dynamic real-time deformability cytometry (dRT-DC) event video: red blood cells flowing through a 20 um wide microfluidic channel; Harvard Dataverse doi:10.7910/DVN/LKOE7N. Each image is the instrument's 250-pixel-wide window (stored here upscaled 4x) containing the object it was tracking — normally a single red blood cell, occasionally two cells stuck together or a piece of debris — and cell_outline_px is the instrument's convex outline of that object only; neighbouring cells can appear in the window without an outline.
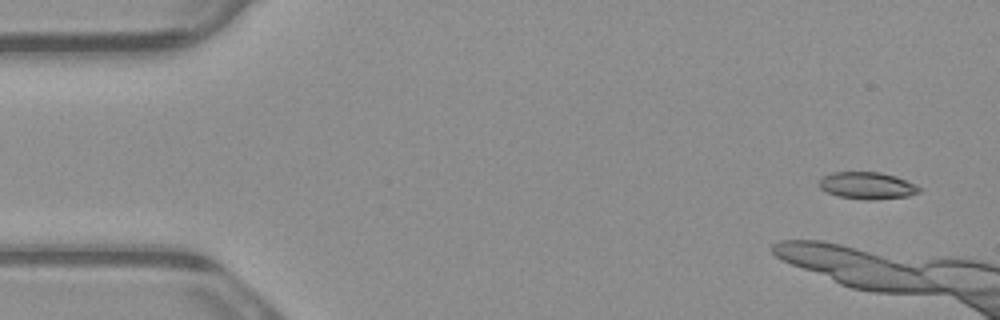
{"species": "common noctule bat (a hibernating species)", "species_latin": "Nyctalus noctula", "temperature_condition": "warm", "stored_images_in_passage": 4, "camera_frame_rate_fps": 3000, "um_per_image_px": 0.085, "animal": {"sex": "male", "body_mass_g": 23.1, "forearm_length_mm": 52.7}, "frame": {"image": 1, "passage_image": 1, "time_ms": 0.0, "image_size_px": [1000, 320], "cell_outline_px": [[920, 192], [908, 196], [872, 200], [864, 200], [840, 196], [828, 192], [820, 188], [820, 176], [832, 172], [880, 172], [896, 176], [916, 184], [920, 188]], "centroid_in_image_um": [73.72, 15.76], "position_along_channel_um": 11.3, "area_um2": 15.78}}